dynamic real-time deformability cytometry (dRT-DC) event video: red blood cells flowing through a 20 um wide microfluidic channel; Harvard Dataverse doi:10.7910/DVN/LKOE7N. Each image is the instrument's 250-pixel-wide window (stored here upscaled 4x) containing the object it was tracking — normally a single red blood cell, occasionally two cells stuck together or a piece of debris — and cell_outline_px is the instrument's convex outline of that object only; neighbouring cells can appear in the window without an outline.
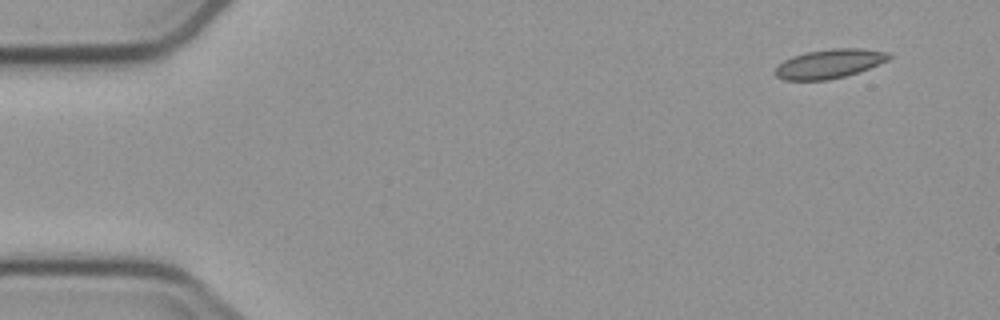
{"species": "common noctule bat (a hibernating species)", "species_latin": "Nyctalus noctula", "temperature_condition": "cold", "stored_images_in_passage": 5, "camera_frame_rate_fps": 3000, "um_per_image_px": 0.085, "animal": {"sex": "male", "body_mass_g": 23.1, "forearm_length_mm": 52.7}, "frame": {"image": 1, "passage_image": 1, "time_ms": 0.0, "image_size_px": [1000, 320], "cell_outline_px": [[892, 56], [888, 60], [868, 68], [844, 76], [828, 80], [784, 80], [776, 76], [776, 68], [784, 60], [792, 56], [808, 52], [832, 48], [864, 48], [892, 52]], "centroid_in_image_um": [70.54, 5.4], "position_along_channel_um": 14.5, "area_um2": 19.19}}
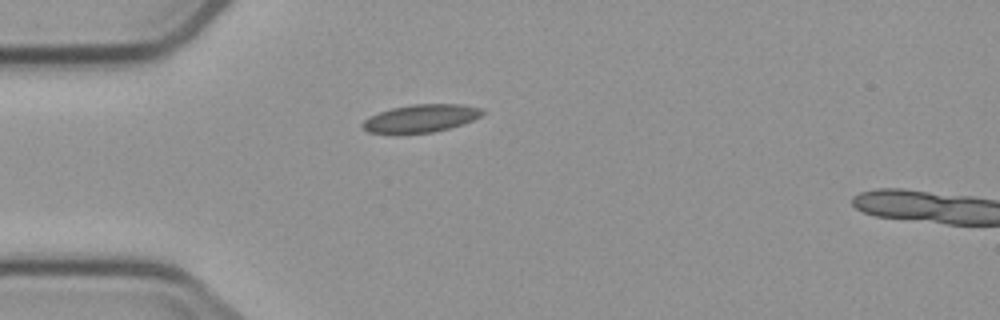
{"frame": {"image": 2, "passage_image": 4, "time_ms": 3.667, "image_size_px": [1000, 320], "cell_outline_px": [[484, 112], [480, 116], [464, 124], [432, 132], [396, 136], [368, 132], [360, 124], [368, 116], [392, 108], [412, 104], [460, 104], [484, 108]], "centroid_in_image_um": [35.72, 10.09], "position_along_channel_um": 49.3, "area_um2": 20.0}}